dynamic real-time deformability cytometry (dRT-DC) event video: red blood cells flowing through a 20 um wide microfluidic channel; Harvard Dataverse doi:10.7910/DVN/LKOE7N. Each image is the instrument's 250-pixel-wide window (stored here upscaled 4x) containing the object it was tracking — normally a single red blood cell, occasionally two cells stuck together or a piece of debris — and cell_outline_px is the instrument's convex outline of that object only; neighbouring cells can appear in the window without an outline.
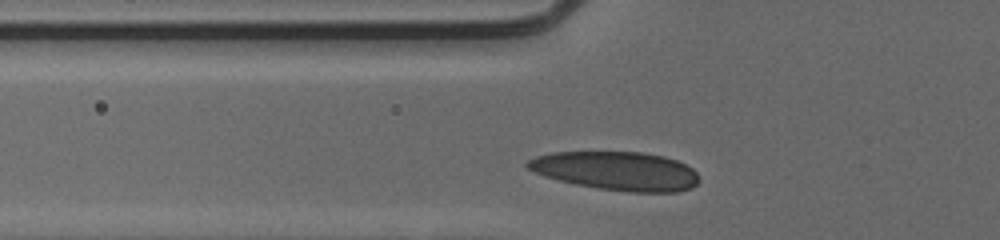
{"species": "human", "species_latin": "Homo sapiens", "temperature_condition": "cold", "stored_images_in_passage": 29, "camera_frame_rate_fps": 3000, "um_per_image_px": 0.085, "donor": {"sex": "male"}, "frame": {"image": 1, "passage_image": 4, "time_ms": 1.0, "image_size_px": [1000, 240], "cell_outline_px": [[700, 180], [692, 188], [676, 192], [628, 192], [600, 188], [576, 184], [544, 176], [528, 168], [524, 164], [528, 160], [536, 156], [552, 152], [644, 152], [664, 156], [676, 160], [692, 168], [696, 172]], "centroid_in_image_um": [52.42, 14.52], "position_along_channel_um": 73.4, "area_um2": 38.61}}
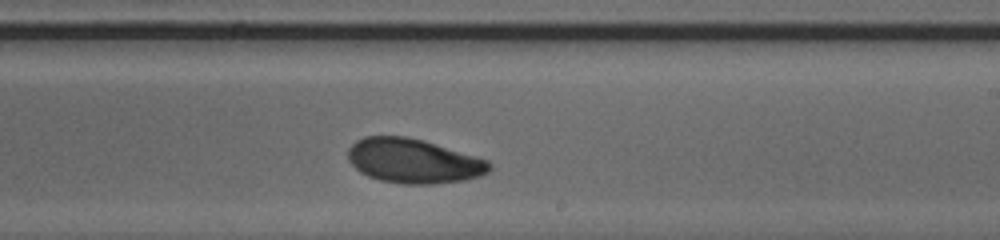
{"frame": {"image": 2, "passage_image": 18, "time_ms": 5.667, "image_size_px": [1000, 240], "cell_outline_px": [[492, 168], [488, 172], [480, 176], [464, 180], [432, 184], [404, 184], [380, 180], [368, 176], [360, 172], [348, 160], [348, 148], [356, 140], [364, 136], [404, 136], [424, 140], [476, 156], [488, 160], [492, 164]], "centroid_in_image_um": [35.15, 13.68], "position_along_channel_um": 253.9, "area_um2": 36.76}}
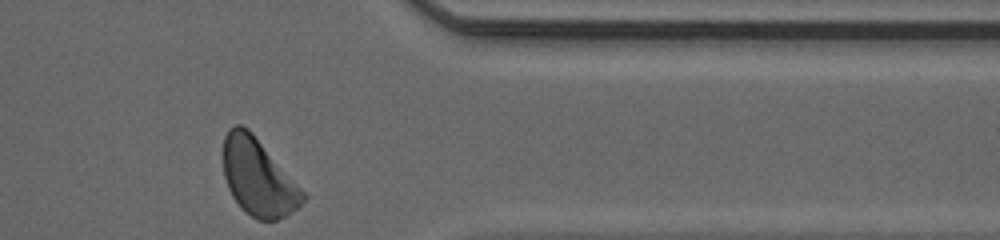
{"frame": {"image": 3, "passage_image": 29, "time_ms": 9.333, "image_size_px": [1000, 240], "cell_outline_px": [[308, 196], [288, 216], [276, 220], [256, 220], [240, 208], [232, 196], [228, 188], [224, 176], [224, 136], [228, 128], [236, 124], [240, 124], [248, 128], [252, 132]], "centroid_in_image_um": [21.94, 15.08], "position_along_channel_um": 389.5, "area_um2": 35.6}, "authors_computed_cell_mechanics": {"area_um2": 36.7608, "velocity_mm_per_s": 3.9191, "shape_relaxation_time_tau1_ms": 2.4993, "shape_relaxation_time_tau2_ms": 5.8246, "deformation_change_tau1": 0.1085, "deformation_change_tau2": 0.1055}}